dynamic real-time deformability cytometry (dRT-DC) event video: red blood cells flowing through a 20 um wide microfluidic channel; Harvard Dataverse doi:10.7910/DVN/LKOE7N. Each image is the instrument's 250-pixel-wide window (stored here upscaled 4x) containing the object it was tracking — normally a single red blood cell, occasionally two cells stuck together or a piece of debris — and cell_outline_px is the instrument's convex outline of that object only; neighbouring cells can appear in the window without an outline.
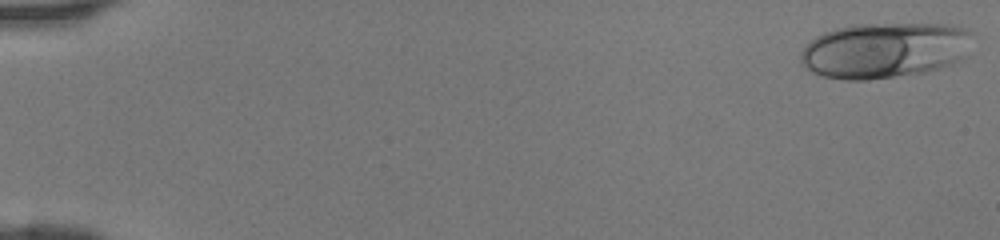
{"species": "human", "species_latin": "Homo sapiens", "temperature_condition": "room temperature", "stored_images_in_passage": 45, "camera_frame_rate_fps": 3000, "um_per_image_px": 0.085, "donor": {"sex": "female"}, "frame": {"image": 1, "passage_image": 1, "time_ms": 0.0, "image_size_px": [1000, 240], "cell_outline_px": [[968, 56], [952, 64], [924, 72], [868, 80], [844, 80], [820, 76], [812, 72], [800, 60], [800, 52], [816, 36], [824, 32], [836, 28], [852, 24], [948, 24], [964, 28], [968, 32]], "centroid_in_image_um": [75.16, 4.28], "position_along_channel_um": 9.8, "area_um2": 55.66}}
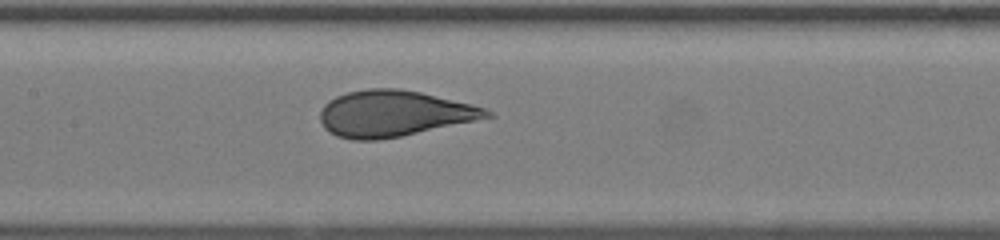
{"frame": {"image": 2, "passage_image": 23, "time_ms": 7.333, "image_size_px": [1000, 240], "cell_outline_px": [[496, 116], [400, 136], [380, 140], [352, 140], [336, 136], [328, 132], [324, 128], [320, 120], [320, 112], [324, 104], [328, 100], [336, 96], [348, 92], [368, 88], [396, 88], [420, 92], [484, 108], [492, 112]], "centroid_in_image_um": [33.41, 9.66], "position_along_channel_um": 174.0, "area_um2": 44.51}}
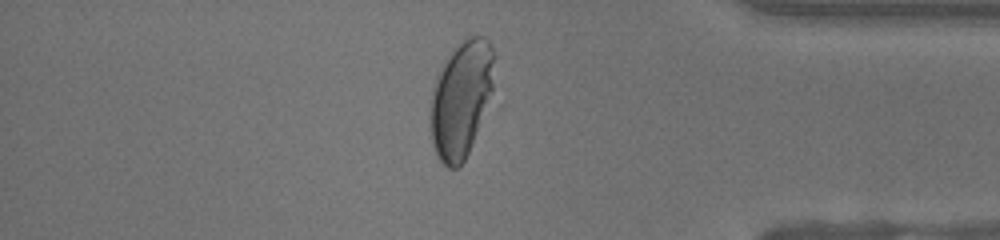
{"frame": {"image": 3, "passage_image": 39, "time_ms": 12.667, "image_size_px": [1000, 240], "cell_outline_px": [[496, 56], [492, 88], [468, 152], [464, 160], [456, 168], [448, 168], [436, 156], [432, 144], [428, 116], [432, 92], [436, 76], [440, 68], [452, 48], [460, 40], [468, 36], [484, 36], [488, 40]], "centroid_in_image_um": [39.15, 8.35], "position_along_channel_um": 396.1, "area_um2": 43.41}}